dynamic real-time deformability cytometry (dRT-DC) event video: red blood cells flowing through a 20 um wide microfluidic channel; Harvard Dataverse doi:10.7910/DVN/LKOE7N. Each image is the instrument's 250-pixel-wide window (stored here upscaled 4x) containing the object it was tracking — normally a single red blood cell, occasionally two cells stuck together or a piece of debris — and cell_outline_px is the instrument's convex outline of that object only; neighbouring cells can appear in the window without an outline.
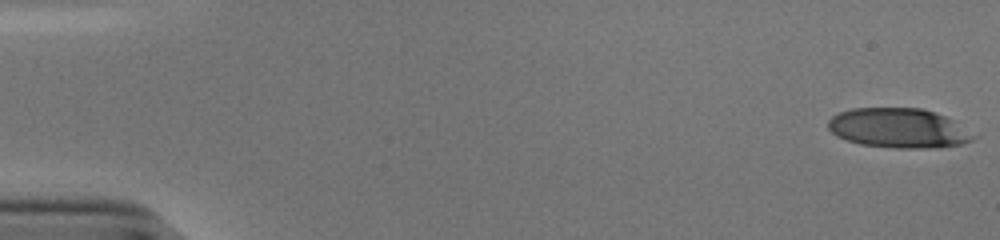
{"species": "human", "species_latin": "Homo sapiens", "temperature_condition": "cold", "stored_images_in_passage": 18, "camera_frame_rate_fps": 3000, "um_per_image_px": 0.085, "donor": {"sex": "male"}, "frame": {"image": 1, "passage_image": 1, "time_ms": 0.0, "image_size_px": [1000, 240], "cell_outline_px": [[976, 136], [972, 140], [960, 144], [936, 148], [892, 148], [860, 144], [836, 136], [828, 128], [828, 120], [832, 116], [840, 112], [852, 108], [920, 108], [944, 116], [952, 120]], "centroid_in_image_um": [76.33, 10.9], "position_along_channel_um": 8.7, "area_um2": 33.29}}
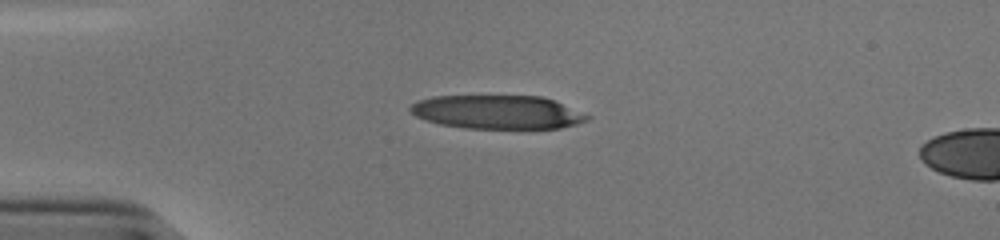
{"frame": {"image": 2, "passage_image": 14, "time_ms": 4.333, "image_size_px": [1000, 240], "cell_outline_px": [[592, 116], [588, 120], [576, 124], [560, 128], [464, 128], [440, 124], [424, 120], [416, 116], [408, 108], [412, 104], [420, 100], [432, 96], [540, 96], [556, 100]], "centroid_in_image_um": [42.31, 9.52], "position_along_channel_um": 42.7, "area_um2": 34.8}}